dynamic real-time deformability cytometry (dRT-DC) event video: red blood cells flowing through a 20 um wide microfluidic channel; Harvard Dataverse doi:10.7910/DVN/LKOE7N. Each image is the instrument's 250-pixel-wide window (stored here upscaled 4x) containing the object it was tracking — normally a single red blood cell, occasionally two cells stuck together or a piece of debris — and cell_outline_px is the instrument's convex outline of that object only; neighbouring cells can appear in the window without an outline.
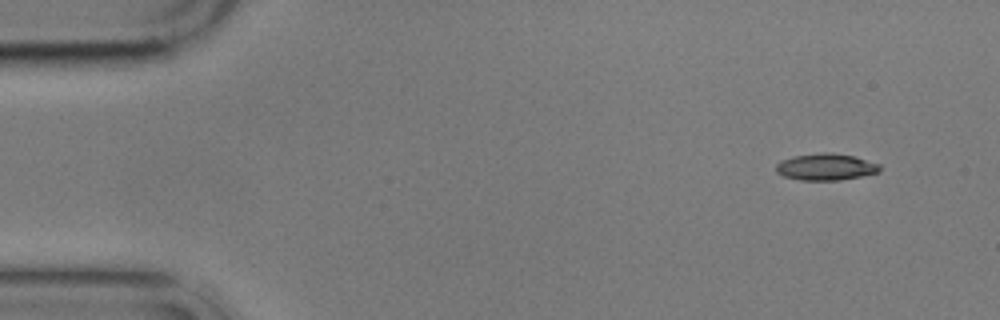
{"species": "common noctule bat (a hibernating species)", "species_latin": "Nyctalus noctula", "temperature_condition": "cold", "stored_images_in_passage": 5, "camera_frame_rate_fps": 3000, "um_per_image_px": 0.085, "animal": {"sex": "male", "body_mass_g": 17.9}, "frame": {"image": 1, "passage_image": 2, "time_ms": 1.0, "image_size_px": [1000, 320], "cell_outline_px": [[880, 172], [840, 180], [800, 180], [784, 176], [776, 172], [776, 164], [780, 160], [792, 156], [824, 152], [832, 152], [852, 156], [880, 164]], "centroid_in_image_um": [70.16, 14.18], "position_along_channel_um": 14.8, "area_um2": 16.13}}
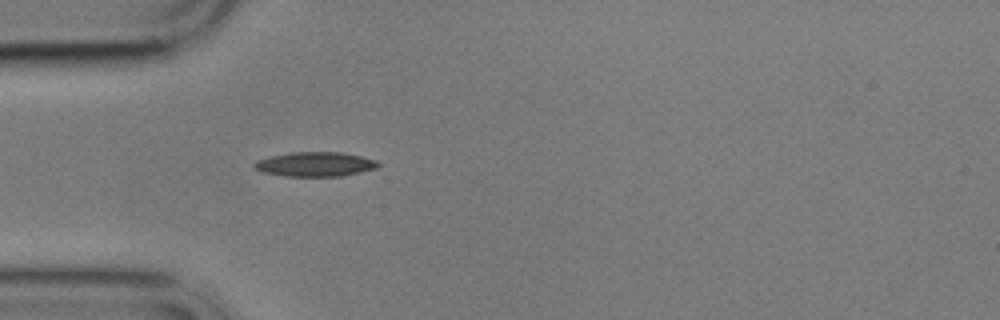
{"frame": {"image": 2, "passage_image": 5, "time_ms": 5.0, "image_size_px": [1000, 320], "cell_outline_px": [[380, 164], [376, 168], [360, 172], [340, 176], [284, 176], [260, 172], [252, 168], [252, 164], [256, 160], [272, 156], [292, 152], [340, 152], [360, 156], [376, 160]], "centroid_in_image_um": [26.73, 13.96], "position_along_channel_um": 58.3, "area_um2": 17.69}}